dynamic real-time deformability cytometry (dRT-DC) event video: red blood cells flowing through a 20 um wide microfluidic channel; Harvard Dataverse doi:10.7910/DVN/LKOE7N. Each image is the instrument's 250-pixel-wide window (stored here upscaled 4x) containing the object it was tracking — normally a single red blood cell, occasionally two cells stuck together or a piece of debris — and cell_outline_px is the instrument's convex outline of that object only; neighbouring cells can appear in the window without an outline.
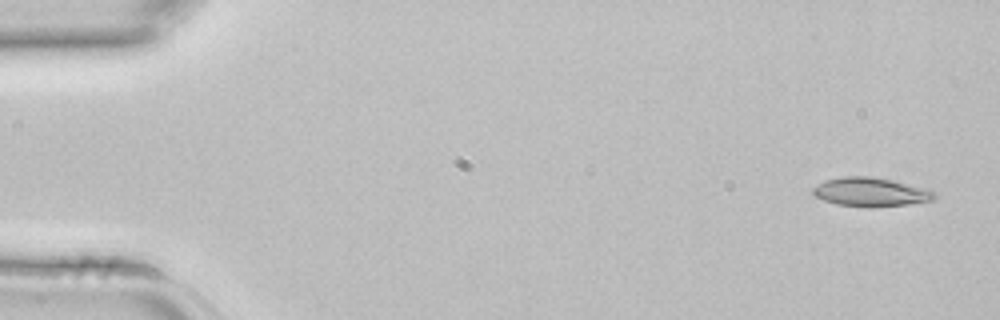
{"species": "common noctule bat (a hibernating species)", "species_latin": "Nyctalus noctula", "temperature_condition": "room temperature", "stored_images_in_passage": 4, "camera_frame_rate_fps": 3000, "um_per_image_px": 0.085, "animal": {"sex": "female", "body_mass_g": 22.7, "forearm_length_mm": 54.2}, "frame": {"image": 1, "passage_image": 1, "time_ms": 0.0, "image_size_px": [1000, 320], "cell_outline_px": [[936, 196], [932, 200], [908, 204], [872, 208], [868, 208], [836, 204], [824, 200], [816, 196], [812, 192], [812, 188], [824, 180], [844, 176], [872, 176], [892, 180], [924, 188], [932, 192]], "centroid_in_image_um": [73.95, 16.33], "position_along_channel_um": 11.0, "area_um2": 20.4}}
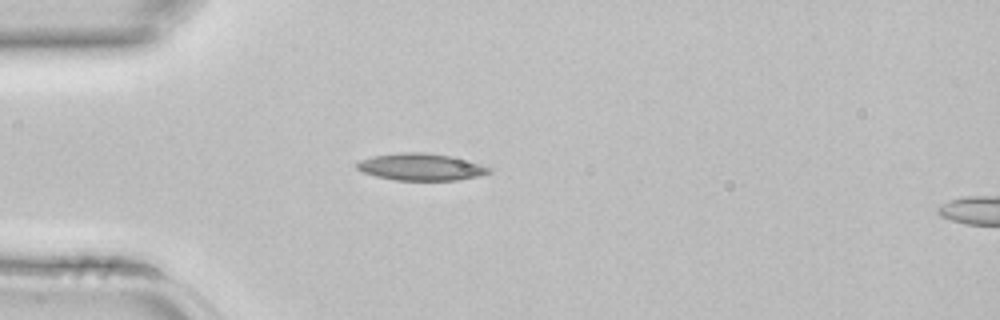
{"frame": {"image": 2, "passage_image": 3, "time_ms": 0.667, "image_size_px": [1000, 320], "cell_outline_px": [[492, 172], [480, 176], [456, 180], [392, 180], [376, 176], [364, 172], [356, 168], [356, 164], [360, 160], [372, 156], [400, 152], [420, 152], [448, 156], [492, 168]], "centroid_in_image_um": [35.74, 14.2], "position_along_channel_um": 49.3, "area_um2": 20.52}}